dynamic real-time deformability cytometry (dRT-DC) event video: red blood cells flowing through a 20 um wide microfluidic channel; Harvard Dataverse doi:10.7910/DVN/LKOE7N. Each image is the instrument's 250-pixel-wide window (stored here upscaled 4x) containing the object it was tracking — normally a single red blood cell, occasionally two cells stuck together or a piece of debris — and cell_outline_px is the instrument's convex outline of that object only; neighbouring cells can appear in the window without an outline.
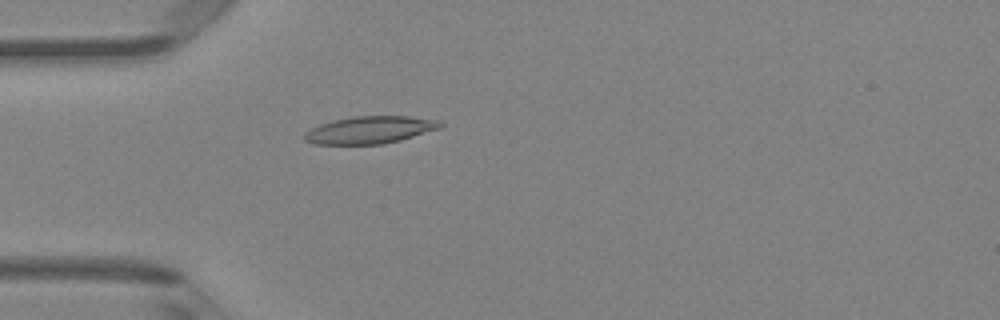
{"species": "Egyptian fruit bat (a non-hibernating species)", "species_latin": "Rousettus aegyptiacus", "temperature_condition": "room temperature", "stored_images_in_passage": 39, "camera_frame_rate_fps": 3000, "um_per_image_px": 0.085, "animal": {"sex": "female"}, "frame": {"image": 1, "passage_image": 6, "time_ms": 1.667, "image_size_px": [1000, 320], "cell_outline_px": [[444, 124], [440, 128], [400, 140], [384, 144], [316, 144], [304, 140], [304, 132], [320, 124], [352, 116], [408, 116], [436, 120]], "centroid_in_image_um": [31.43, 11.04], "position_along_channel_um": 53.6, "area_um2": 21.44}}
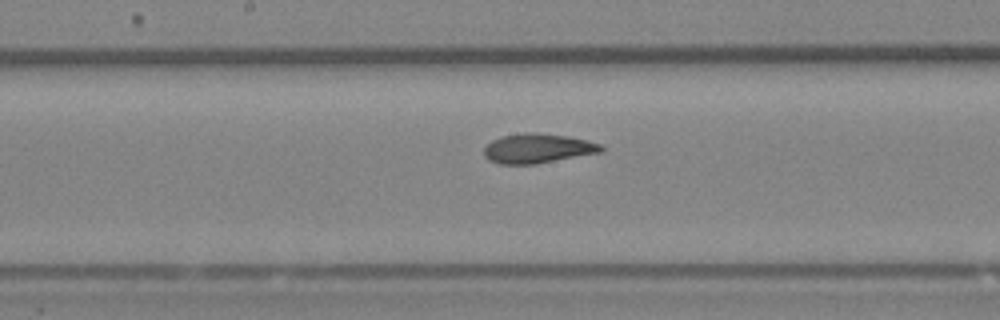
{"frame": {"image": 2, "passage_image": 17, "time_ms": 5.333, "image_size_px": [1000, 320], "cell_outline_px": [[604, 152], [536, 164], [500, 164], [488, 160], [484, 156], [484, 148], [492, 140], [504, 136], [524, 132], [532, 132], [568, 136], [588, 140], [600, 144], [604, 148]], "centroid_in_image_um": [45.73, 12.62], "position_along_channel_um": 202.5, "area_um2": 20.29}}
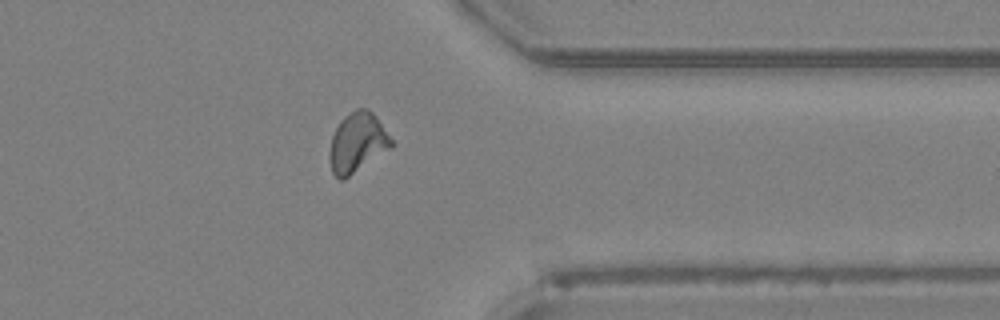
{"frame": {"image": 3, "passage_image": 30, "time_ms": 9.667, "image_size_px": [1000, 320], "cell_outline_px": [[396, 144], [392, 148], [344, 180], [340, 180], [332, 172], [328, 160], [328, 152], [332, 136], [340, 120], [344, 116], [356, 108], [368, 108], [372, 112]], "centroid_in_image_um": [30.37, 12.14], "position_along_channel_um": 381.0, "area_um2": 21.85}, "authors_computed_cell_mechanics": {"area_um2": 20.519, "velocity_mm_per_s": 4.2911, "shape_relaxation_time_tau1_ms": 7.6548, "shape_relaxation_time_tau2_ms": 1.8175, "deformation_change_tau1": 0.2255, "deformation_change_tau2": 0.091}}